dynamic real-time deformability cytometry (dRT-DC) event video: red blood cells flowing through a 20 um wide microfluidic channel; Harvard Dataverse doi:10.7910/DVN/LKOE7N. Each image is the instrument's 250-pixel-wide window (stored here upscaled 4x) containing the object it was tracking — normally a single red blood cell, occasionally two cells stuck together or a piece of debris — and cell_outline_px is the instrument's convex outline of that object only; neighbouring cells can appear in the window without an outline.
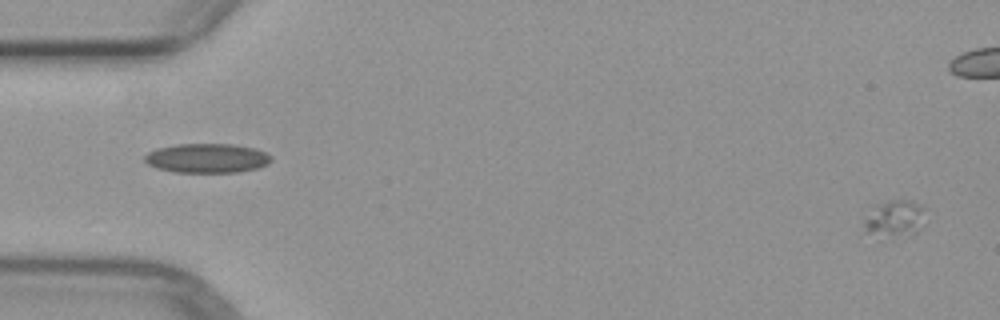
{"species": "common noctule bat (a hibernating species)", "species_latin": "Nyctalus noctula", "temperature_condition": "warm", "stored_images_in_passage": 3, "segment_of_instrument_passage": [2, 2], "camera_frame_rate_fps": 3000, "um_per_image_px": 0.085, "animal": {"sex": "female", "body_mass_g": 29.2, "forearm_length_mm": 56.3}, "frame": {"image": 1, "passage_image": 3, "time_ms": 2.333, "image_size_px": [1000, 320], "cell_outline_px": [[924, 208], [916, 232], [908, 236], [868, 232], [864, 228], [864, 220], [872, 204], [904, 196], [916, 200], [924, 204]], "centroid_in_image_um": [76.04, 18.42], "position_along_channel_um": 9.0, "area_um2": 13.18}}